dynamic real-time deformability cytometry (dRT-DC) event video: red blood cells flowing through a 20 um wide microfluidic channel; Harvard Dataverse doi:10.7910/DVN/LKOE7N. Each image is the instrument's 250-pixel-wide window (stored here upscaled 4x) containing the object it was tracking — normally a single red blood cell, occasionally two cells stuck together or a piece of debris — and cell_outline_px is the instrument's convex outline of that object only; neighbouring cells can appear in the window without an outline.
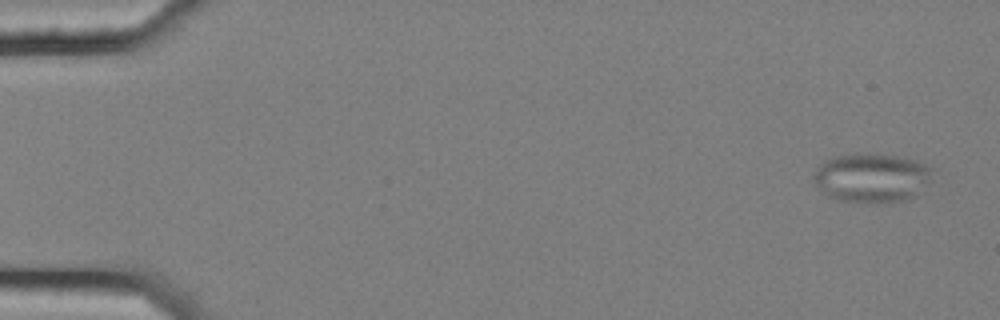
{"species": "common noctule bat (a hibernating species)", "species_latin": "Nyctalus noctula", "temperature_condition": "cold", "stored_images_in_passage": 56, "camera_frame_rate_fps": 3000, "um_per_image_px": 0.085, "animal": {"sex": "female", "body_mass_g": 25.1}, "frame": {"image": 1, "passage_image": 3, "time_ms": 0.667, "image_size_px": [1000, 320], "cell_outline_px": [[932, 168], [928, 180], [916, 196], [908, 200], [836, 200], [828, 196], [812, 180], [812, 172], [824, 160], [836, 156], [856, 152], [860, 152], [896, 156], [916, 160]], "centroid_in_image_um": [74.03, 15.05], "position_along_channel_um": 11.0, "area_um2": 33.41}}
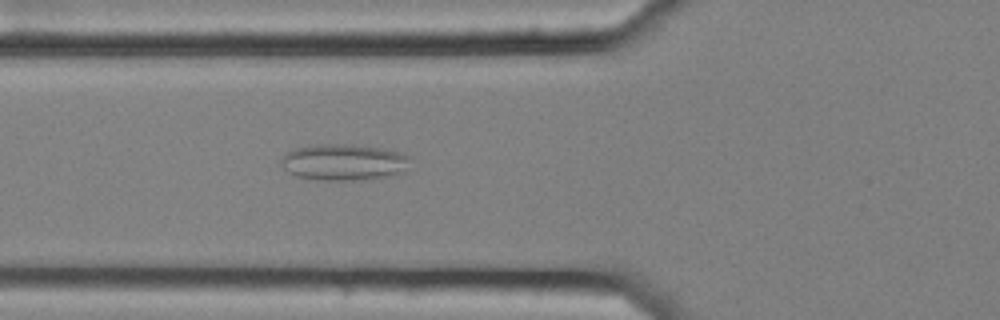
{"frame": {"image": 2, "passage_image": 22, "time_ms": 7.0, "image_size_px": [1000, 320], "cell_outline_px": [[408, 172], [392, 176], [364, 180], [316, 180], [296, 176], [288, 172], [280, 164], [280, 160], [288, 152], [296, 148], [316, 144], [352, 144], [384, 148], [400, 152], [408, 156]], "centroid_in_image_um": [29.26, 13.8], "position_along_channel_um": 96.5, "area_um2": 27.8}}
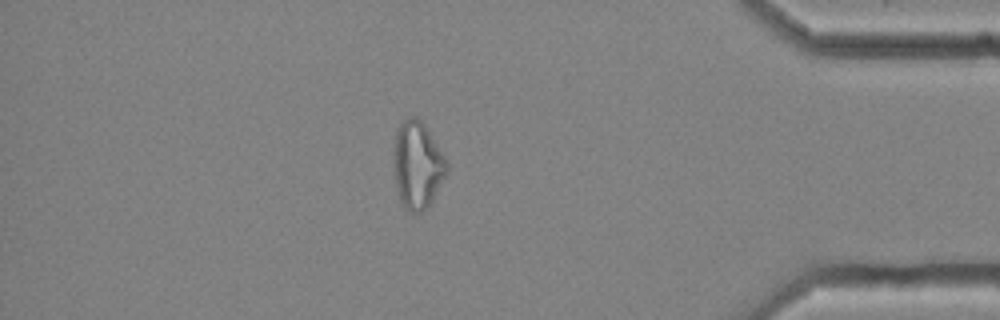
{"frame": {"image": 3, "passage_image": 50, "time_ms": 16.333, "image_size_px": [1000, 320], "cell_outline_px": [[448, 172], [428, 208], [420, 212], [412, 212], [404, 208], [400, 204], [396, 184], [396, 132], [400, 124], [408, 116], [416, 116], [424, 124], [444, 156], [448, 164]], "centroid_in_image_um": [35.52, 14.07], "position_along_channel_um": 399.7, "area_um2": 26.41}}